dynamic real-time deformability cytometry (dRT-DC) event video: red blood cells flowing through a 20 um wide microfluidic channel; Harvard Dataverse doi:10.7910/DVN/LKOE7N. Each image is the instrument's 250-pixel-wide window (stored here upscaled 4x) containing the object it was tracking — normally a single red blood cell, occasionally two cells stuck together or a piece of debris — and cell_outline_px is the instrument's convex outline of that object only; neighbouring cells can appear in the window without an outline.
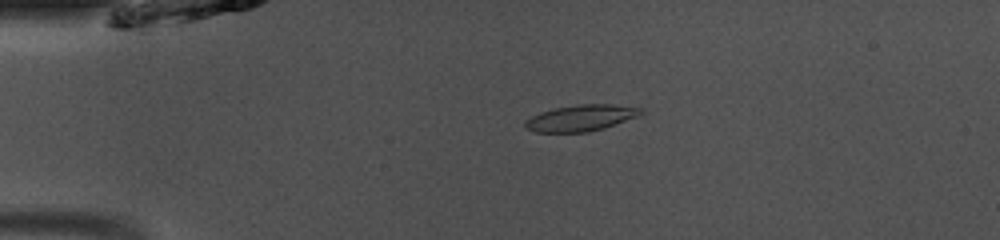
{"species": "common noctule bat (a hibernating species)", "species_latin": "Nyctalus noctula", "temperature_condition": "room temperature", "stored_images_in_passage": 49, "camera_frame_rate_fps": 3000, "um_per_image_px": 0.085, "animal": {"sex": "male", "body_mass_g": 13.0, "forearm_length_mm": 53.1}, "frame": {"image": 1, "passage_image": 11, "time_ms": 3.333, "image_size_px": [1000, 240], "cell_outline_px": [[644, 112], [636, 116], [604, 128], [588, 132], [536, 132], [524, 128], [524, 120], [540, 112], [552, 108], [576, 104], [612, 104], [644, 108]], "centroid_in_image_um": [49.34, 10.02], "position_along_channel_um": 35.7, "area_um2": 17.8}}
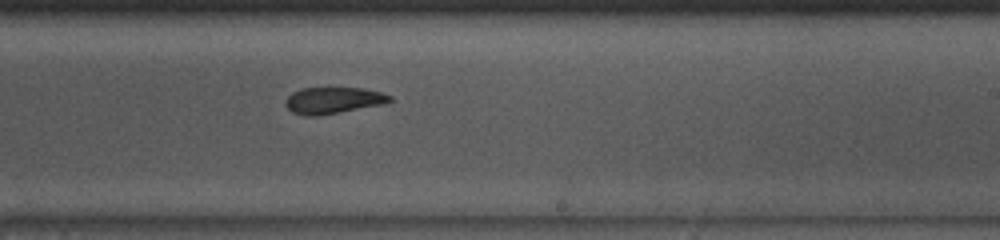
{"frame": {"image": 2, "passage_image": 30, "time_ms": 9.667, "image_size_px": [1000, 240], "cell_outline_px": [[392, 100], [388, 104], [316, 116], [304, 116], [292, 112], [284, 104], [288, 96], [292, 92], [300, 88], [364, 88], [380, 92], [392, 96]], "centroid_in_image_um": [28.34, 8.53], "position_along_channel_um": 260.7, "area_um2": 16.3}}
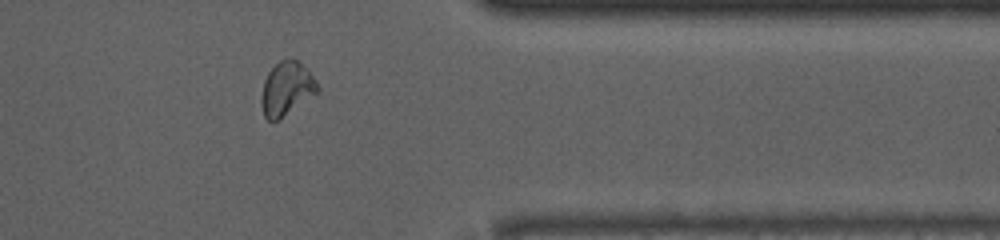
{"frame": {"image": 3, "passage_image": 40, "time_ms": 13.0, "image_size_px": [1000, 240], "cell_outline_px": [[320, 88], [316, 92], [280, 120], [268, 120], [264, 116], [260, 100], [264, 80], [268, 72], [280, 60], [288, 56], [300, 60], [316, 80]], "centroid_in_image_um": [24.35, 7.5], "position_along_channel_um": 387.1, "area_um2": 17.69}, "authors_computed_cell_mechanics": {"area_um2": 17.5712, "velocity_mm_per_s": 4.0914, "shape_relaxation_time_tau1_ms": null, "shape_relaxation_time_tau2_ms": 2.3373, "deformation_change_tau1": null, "deformation_change_tau2": 0.0918}}